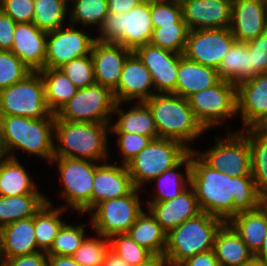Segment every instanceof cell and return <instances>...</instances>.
Segmentation results:
<instances>
[{"label":"cell","mask_w":267,"mask_h":266,"mask_svg":"<svg viewBox=\"0 0 267 266\" xmlns=\"http://www.w3.org/2000/svg\"><path fill=\"white\" fill-rule=\"evenodd\" d=\"M108 135L110 124L71 122L55 116L54 157L104 163L110 159Z\"/></svg>","instance_id":"cell-3"},{"label":"cell","mask_w":267,"mask_h":266,"mask_svg":"<svg viewBox=\"0 0 267 266\" xmlns=\"http://www.w3.org/2000/svg\"><path fill=\"white\" fill-rule=\"evenodd\" d=\"M31 72L12 51L0 50V90L22 81Z\"/></svg>","instance_id":"cell-45"},{"label":"cell","mask_w":267,"mask_h":266,"mask_svg":"<svg viewBox=\"0 0 267 266\" xmlns=\"http://www.w3.org/2000/svg\"><path fill=\"white\" fill-rule=\"evenodd\" d=\"M236 100L241 130L261 128L267 122V72L238 83Z\"/></svg>","instance_id":"cell-16"},{"label":"cell","mask_w":267,"mask_h":266,"mask_svg":"<svg viewBox=\"0 0 267 266\" xmlns=\"http://www.w3.org/2000/svg\"><path fill=\"white\" fill-rule=\"evenodd\" d=\"M245 266H267V261L258 259L254 257L249 263H247Z\"/></svg>","instance_id":"cell-58"},{"label":"cell","mask_w":267,"mask_h":266,"mask_svg":"<svg viewBox=\"0 0 267 266\" xmlns=\"http://www.w3.org/2000/svg\"><path fill=\"white\" fill-rule=\"evenodd\" d=\"M150 12L153 28L161 25H187L180 0H150Z\"/></svg>","instance_id":"cell-44"},{"label":"cell","mask_w":267,"mask_h":266,"mask_svg":"<svg viewBox=\"0 0 267 266\" xmlns=\"http://www.w3.org/2000/svg\"><path fill=\"white\" fill-rule=\"evenodd\" d=\"M189 30L230 28L232 0H180Z\"/></svg>","instance_id":"cell-18"},{"label":"cell","mask_w":267,"mask_h":266,"mask_svg":"<svg viewBox=\"0 0 267 266\" xmlns=\"http://www.w3.org/2000/svg\"><path fill=\"white\" fill-rule=\"evenodd\" d=\"M145 208L166 234L184 221L201 213L197 197L191 186L174 199L163 202H146Z\"/></svg>","instance_id":"cell-21"},{"label":"cell","mask_w":267,"mask_h":266,"mask_svg":"<svg viewBox=\"0 0 267 266\" xmlns=\"http://www.w3.org/2000/svg\"><path fill=\"white\" fill-rule=\"evenodd\" d=\"M223 81L238 84L252 78L251 50L247 44L235 41L217 69Z\"/></svg>","instance_id":"cell-32"},{"label":"cell","mask_w":267,"mask_h":266,"mask_svg":"<svg viewBox=\"0 0 267 266\" xmlns=\"http://www.w3.org/2000/svg\"><path fill=\"white\" fill-rule=\"evenodd\" d=\"M178 266H219L214 250L199 253L189 257Z\"/></svg>","instance_id":"cell-52"},{"label":"cell","mask_w":267,"mask_h":266,"mask_svg":"<svg viewBox=\"0 0 267 266\" xmlns=\"http://www.w3.org/2000/svg\"><path fill=\"white\" fill-rule=\"evenodd\" d=\"M246 44L251 50L252 78L267 72V29Z\"/></svg>","instance_id":"cell-48"},{"label":"cell","mask_w":267,"mask_h":266,"mask_svg":"<svg viewBox=\"0 0 267 266\" xmlns=\"http://www.w3.org/2000/svg\"><path fill=\"white\" fill-rule=\"evenodd\" d=\"M63 1H65L67 4H70V2H71L72 0H63Z\"/></svg>","instance_id":"cell-61"},{"label":"cell","mask_w":267,"mask_h":266,"mask_svg":"<svg viewBox=\"0 0 267 266\" xmlns=\"http://www.w3.org/2000/svg\"><path fill=\"white\" fill-rule=\"evenodd\" d=\"M47 266H80L72 256L48 255Z\"/></svg>","instance_id":"cell-54"},{"label":"cell","mask_w":267,"mask_h":266,"mask_svg":"<svg viewBox=\"0 0 267 266\" xmlns=\"http://www.w3.org/2000/svg\"><path fill=\"white\" fill-rule=\"evenodd\" d=\"M32 23L40 30L51 32L65 26L69 16L68 4L63 0H33ZM67 16V17H66Z\"/></svg>","instance_id":"cell-39"},{"label":"cell","mask_w":267,"mask_h":266,"mask_svg":"<svg viewBox=\"0 0 267 266\" xmlns=\"http://www.w3.org/2000/svg\"><path fill=\"white\" fill-rule=\"evenodd\" d=\"M189 31L187 25H161V27L153 29L149 43L183 54Z\"/></svg>","instance_id":"cell-41"},{"label":"cell","mask_w":267,"mask_h":266,"mask_svg":"<svg viewBox=\"0 0 267 266\" xmlns=\"http://www.w3.org/2000/svg\"><path fill=\"white\" fill-rule=\"evenodd\" d=\"M182 166L185 168V173L180 170ZM190 173L191 151L177 165L150 182H155L156 188L155 192L151 193L152 198L147 202H163L179 196L190 186Z\"/></svg>","instance_id":"cell-31"},{"label":"cell","mask_w":267,"mask_h":266,"mask_svg":"<svg viewBox=\"0 0 267 266\" xmlns=\"http://www.w3.org/2000/svg\"><path fill=\"white\" fill-rule=\"evenodd\" d=\"M133 52L117 43L95 41L91 49L95 83L117 88L126 59Z\"/></svg>","instance_id":"cell-20"},{"label":"cell","mask_w":267,"mask_h":266,"mask_svg":"<svg viewBox=\"0 0 267 266\" xmlns=\"http://www.w3.org/2000/svg\"><path fill=\"white\" fill-rule=\"evenodd\" d=\"M67 224L65 222L59 229L57 236L53 240L51 248L46 252L47 255L54 256H73L86 238L85 224ZM84 225V226H83Z\"/></svg>","instance_id":"cell-40"},{"label":"cell","mask_w":267,"mask_h":266,"mask_svg":"<svg viewBox=\"0 0 267 266\" xmlns=\"http://www.w3.org/2000/svg\"><path fill=\"white\" fill-rule=\"evenodd\" d=\"M46 202L47 196L44 194L0 195V228L14 221L34 217Z\"/></svg>","instance_id":"cell-33"},{"label":"cell","mask_w":267,"mask_h":266,"mask_svg":"<svg viewBox=\"0 0 267 266\" xmlns=\"http://www.w3.org/2000/svg\"><path fill=\"white\" fill-rule=\"evenodd\" d=\"M220 80L216 69L188 60L182 55L177 72L176 95L187 99L196 92L216 85Z\"/></svg>","instance_id":"cell-27"},{"label":"cell","mask_w":267,"mask_h":266,"mask_svg":"<svg viewBox=\"0 0 267 266\" xmlns=\"http://www.w3.org/2000/svg\"><path fill=\"white\" fill-rule=\"evenodd\" d=\"M110 249L129 266L148 261L153 254L134 241L128 233L117 234L109 238Z\"/></svg>","instance_id":"cell-42"},{"label":"cell","mask_w":267,"mask_h":266,"mask_svg":"<svg viewBox=\"0 0 267 266\" xmlns=\"http://www.w3.org/2000/svg\"><path fill=\"white\" fill-rule=\"evenodd\" d=\"M109 249V238L87 236L72 257L80 266H102Z\"/></svg>","instance_id":"cell-43"},{"label":"cell","mask_w":267,"mask_h":266,"mask_svg":"<svg viewBox=\"0 0 267 266\" xmlns=\"http://www.w3.org/2000/svg\"><path fill=\"white\" fill-rule=\"evenodd\" d=\"M144 103L152 114L159 138L176 140L190 151L195 149L191 146L193 141L206 130L196 119L186 98L173 93H156Z\"/></svg>","instance_id":"cell-4"},{"label":"cell","mask_w":267,"mask_h":266,"mask_svg":"<svg viewBox=\"0 0 267 266\" xmlns=\"http://www.w3.org/2000/svg\"><path fill=\"white\" fill-rule=\"evenodd\" d=\"M51 164L57 165L64 188L59 191L58 196H61L60 199L64 198L66 204H61L60 207L66 210L72 208L80 216L88 214L92 210L94 175L100 163L86 159L54 157Z\"/></svg>","instance_id":"cell-7"},{"label":"cell","mask_w":267,"mask_h":266,"mask_svg":"<svg viewBox=\"0 0 267 266\" xmlns=\"http://www.w3.org/2000/svg\"><path fill=\"white\" fill-rule=\"evenodd\" d=\"M190 186L201 212L229 222L241 212L259 208L265 199L258 193L252 176L232 177L206 165L191 151Z\"/></svg>","instance_id":"cell-1"},{"label":"cell","mask_w":267,"mask_h":266,"mask_svg":"<svg viewBox=\"0 0 267 266\" xmlns=\"http://www.w3.org/2000/svg\"><path fill=\"white\" fill-rule=\"evenodd\" d=\"M153 29L150 0H144L127 13L109 12L95 39L117 43L134 52L150 42Z\"/></svg>","instance_id":"cell-6"},{"label":"cell","mask_w":267,"mask_h":266,"mask_svg":"<svg viewBox=\"0 0 267 266\" xmlns=\"http://www.w3.org/2000/svg\"><path fill=\"white\" fill-rule=\"evenodd\" d=\"M261 2L263 3L265 9H266V12H267V0H261Z\"/></svg>","instance_id":"cell-59"},{"label":"cell","mask_w":267,"mask_h":266,"mask_svg":"<svg viewBox=\"0 0 267 266\" xmlns=\"http://www.w3.org/2000/svg\"><path fill=\"white\" fill-rule=\"evenodd\" d=\"M48 255L38 251L32 254L1 260L0 266H47Z\"/></svg>","instance_id":"cell-51"},{"label":"cell","mask_w":267,"mask_h":266,"mask_svg":"<svg viewBox=\"0 0 267 266\" xmlns=\"http://www.w3.org/2000/svg\"><path fill=\"white\" fill-rule=\"evenodd\" d=\"M134 53L149 70L156 93L176 94L178 54L148 43L137 48Z\"/></svg>","instance_id":"cell-17"},{"label":"cell","mask_w":267,"mask_h":266,"mask_svg":"<svg viewBox=\"0 0 267 266\" xmlns=\"http://www.w3.org/2000/svg\"><path fill=\"white\" fill-rule=\"evenodd\" d=\"M156 94L149 70L133 52L125 61L117 88L116 102H144Z\"/></svg>","instance_id":"cell-19"},{"label":"cell","mask_w":267,"mask_h":266,"mask_svg":"<svg viewBox=\"0 0 267 266\" xmlns=\"http://www.w3.org/2000/svg\"><path fill=\"white\" fill-rule=\"evenodd\" d=\"M19 159L0 155V195L43 194Z\"/></svg>","instance_id":"cell-29"},{"label":"cell","mask_w":267,"mask_h":266,"mask_svg":"<svg viewBox=\"0 0 267 266\" xmlns=\"http://www.w3.org/2000/svg\"><path fill=\"white\" fill-rule=\"evenodd\" d=\"M102 266H129L114 251L109 249Z\"/></svg>","instance_id":"cell-55"},{"label":"cell","mask_w":267,"mask_h":266,"mask_svg":"<svg viewBox=\"0 0 267 266\" xmlns=\"http://www.w3.org/2000/svg\"><path fill=\"white\" fill-rule=\"evenodd\" d=\"M215 135L214 146L207 150L193 152L210 168L230 174L232 177L252 176L251 147L248 137L242 131Z\"/></svg>","instance_id":"cell-9"},{"label":"cell","mask_w":267,"mask_h":266,"mask_svg":"<svg viewBox=\"0 0 267 266\" xmlns=\"http://www.w3.org/2000/svg\"><path fill=\"white\" fill-rule=\"evenodd\" d=\"M0 9L16 23H32L33 21V0H2Z\"/></svg>","instance_id":"cell-49"},{"label":"cell","mask_w":267,"mask_h":266,"mask_svg":"<svg viewBox=\"0 0 267 266\" xmlns=\"http://www.w3.org/2000/svg\"><path fill=\"white\" fill-rule=\"evenodd\" d=\"M134 105L128 110L122 109V104L127 102H116L113 115H117V121L110 123V134L112 132L134 133L145 135L152 140L159 138L158 131L152 114L144 102H133Z\"/></svg>","instance_id":"cell-26"},{"label":"cell","mask_w":267,"mask_h":266,"mask_svg":"<svg viewBox=\"0 0 267 266\" xmlns=\"http://www.w3.org/2000/svg\"><path fill=\"white\" fill-rule=\"evenodd\" d=\"M47 32L33 23H16L11 51L32 71L44 69Z\"/></svg>","instance_id":"cell-24"},{"label":"cell","mask_w":267,"mask_h":266,"mask_svg":"<svg viewBox=\"0 0 267 266\" xmlns=\"http://www.w3.org/2000/svg\"><path fill=\"white\" fill-rule=\"evenodd\" d=\"M194 115L208 131L237 116L236 84L220 80L187 98Z\"/></svg>","instance_id":"cell-12"},{"label":"cell","mask_w":267,"mask_h":266,"mask_svg":"<svg viewBox=\"0 0 267 266\" xmlns=\"http://www.w3.org/2000/svg\"><path fill=\"white\" fill-rule=\"evenodd\" d=\"M224 223L205 212L184 221L167 234L163 258L169 266H178L189 257L212 250L215 236Z\"/></svg>","instance_id":"cell-5"},{"label":"cell","mask_w":267,"mask_h":266,"mask_svg":"<svg viewBox=\"0 0 267 266\" xmlns=\"http://www.w3.org/2000/svg\"><path fill=\"white\" fill-rule=\"evenodd\" d=\"M135 188L130 194L104 200L89 213L92 230L106 238L127 233L137 217L144 211L140 199V191Z\"/></svg>","instance_id":"cell-11"},{"label":"cell","mask_w":267,"mask_h":266,"mask_svg":"<svg viewBox=\"0 0 267 266\" xmlns=\"http://www.w3.org/2000/svg\"><path fill=\"white\" fill-rule=\"evenodd\" d=\"M261 128L267 131V122Z\"/></svg>","instance_id":"cell-60"},{"label":"cell","mask_w":267,"mask_h":266,"mask_svg":"<svg viewBox=\"0 0 267 266\" xmlns=\"http://www.w3.org/2000/svg\"><path fill=\"white\" fill-rule=\"evenodd\" d=\"M228 223L255 255L267 233V201L253 211L238 213Z\"/></svg>","instance_id":"cell-30"},{"label":"cell","mask_w":267,"mask_h":266,"mask_svg":"<svg viewBox=\"0 0 267 266\" xmlns=\"http://www.w3.org/2000/svg\"><path fill=\"white\" fill-rule=\"evenodd\" d=\"M70 3L68 23L76 27L81 24L82 28L95 27L98 30L109 14L107 0H72Z\"/></svg>","instance_id":"cell-38"},{"label":"cell","mask_w":267,"mask_h":266,"mask_svg":"<svg viewBox=\"0 0 267 266\" xmlns=\"http://www.w3.org/2000/svg\"><path fill=\"white\" fill-rule=\"evenodd\" d=\"M213 250L219 266H245L254 258V254L228 222L218 230Z\"/></svg>","instance_id":"cell-28"},{"label":"cell","mask_w":267,"mask_h":266,"mask_svg":"<svg viewBox=\"0 0 267 266\" xmlns=\"http://www.w3.org/2000/svg\"><path fill=\"white\" fill-rule=\"evenodd\" d=\"M38 251L40 250L35 237L34 217L14 221L0 228L1 260Z\"/></svg>","instance_id":"cell-25"},{"label":"cell","mask_w":267,"mask_h":266,"mask_svg":"<svg viewBox=\"0 0 267 266\" xmlns=\"http://www.w3.org/2000/svg\"><path fill=\"white\" fill-rule=\"evenodd\" d=\"M39 72L44 82L48 109L56 114L79 89L58 68H44Z\"/></svg>","instance_id":"cell-34"},{"label":"cell","mask_w":267,"mask_h":266,"mask_svg":"<svg viewBox=\"0 0 267 266\" xmlns=\"http://www.w3.org/2000/svg\"><path fill=\"white\" fill-rule=\"evenodd\" d=\"M251 147V172L258 193L267 201V131L263 128L241 130Z\"/></svg>","instance_id":"cell-36"},{"label":"cell","mask_w":267,"mask_h":266,"mask_svg":"<svg viewBox=\"0 0 267 266\" xmlns=\"http://www.w3.org/2000/svg\"><path fill=\"white\" fill-rule=\"evenodd\" d=\"M55 114L49 118L0 116V155L17 159L16 151L36 155L48 163L54 158Z\"/></svg>","instance_id":"cell-2"},{"label":"cell","mask_w":267,"mask_h":266,"mask_svg":"<svg viewBox=\"0 0 267 266\" xmlns=\"http://www.w3.org/2000/svg\"><path fill=\"white\" fill-rule=\"evenodd\" d=\"M139 245L153 255L163 257L166 248V236L156 219L147 210L143 211L127 232Z\"/></svg>","instance_id":"cell-35"},{"label":"cell","mask_w":267,"mask_h":266,"mask_svg":"<svg viewBox=\"0 0 267 266\" xmlns=\"http://www.w3.org/2000/svg\"><path fill=\"white\" fill-rule=\"evenodd\" d=\"M109 12L127 13L144 0H107Z\"/></svg>","instance_id":"cell-53"},{"label":"cell","mask_w":267,"mask_h":266,"mask_svg":"<svg viewBox=\"0 0 267 266\" xmlns=\"http://www.w3.org/2000/svg\"><path fill=\"white\" fill-rule=\"evenodd\" d=\"M235 41L230 28L190 30L182 55L217 70Z\"/></svg>","instance_id":"cell-15"},{"label":"cell","mask_w":267,"mask_h":266,"mask_svg":"<svg viewBox=\"0 0 267 266\" xmlns=\"http://www.w3.org/2000/svg\"><path fill=\"white\" fill-rule=\"evenodd\" d=\"M267 29V12L261 0H232L230 30L236 41L247 43Z\"/></svg>","instance_id":"cell-23"},{"label":"cell","mask_w":267,"mask_h":266,"mask_svg":"<svg viewBox=\"0 0 267 266\" xmlns=\"http://www.w3.org/2000/svg\"><path fill=\"white\" fill-rule=\"evenodd\" d=\"M84 30L69 24L47 32L44 68H59L78 57L90 55L96 39L89 36L92 33L87 34Z\"/></svg>","instance_id":"cell-14"},{"label":"cell","mask_w":267,"mask_h":266,"mask_svg":"<svg viewBox=\"0 0 267 266\" xmlns=\"http://www.w3.org/2000/svg\"><path fill=\"white\" fill-rule=\"evenodd\" d=\"M54 203L48 199L43 207L34 215V230L38 249L47 252L57 236L59 229L65 223L62 220L64 208L53 207Z\"/></svg>","instance_id":"cell-37"},{"label":"cell","mask_w":267,"mask_h":266,"mask_svg":"<svg viewBox=\"0 0 267 266\" xmlns=\"http://www.w3.org/2000/svg\"><path fill=\"white\" fill-rule=\"evenodd\" d=\"M58 69H60L78 89L95 84L91 54L78 57L63 64Z\"/></svg>","instance_id":"cell-46"},{"label":"cell","mask_w":267,"mask_h":266,"mask_svg":"<svg viewBox=\"0 0 267 266\" xmlns=\"http://www.w3.org/2000/svg\"><path fill=\"white\" fill-rule=\"evenodd\" d=\"M117 136L116 143L120 152V164L126 165L133 157H135L150 142L151 138L145 135L134 133L113 132Z\"/></svg>","instance_id":"cell-47"},{"label":"cell","mask_w":267,"mask_h":266,"mask_svg":"<svg viewBox=\"0 0 267 266\" xmlns=\"http://www.w3.org/2000/svg\"><path fill=\"white\" fill-rule=\"evenodd\" d=\"M189 152L187 147L176 140L167 138L151 140L126 164L134 187L142 189L143 192L144 183H150L177 165Z\"/></svg>","instance_id":"cell-8"},{"label":"cell","mask_w":267,"mask_h":266,"mask_svg":"<svg viewBox=\"0 0 267 266\" xmlns=\"http://www.w3.org/2000/svg\"><path fill=\"white\" fill-rule=\"evenodd\" d=\"M16 22L0 9V50L11 51Z\"/></svg>","instance_id":"cell-50"},{"label":"cell","mask_w":267,"mask_h":266,"mask_svg":"<svg viewBox=\"0 0 267 266\" xmlns=\"http://www.w3.org/2000/svg\"><path fill=\"white\" fill-rule=\"evenodd\" d=\"M49 118L44 82L40 72H31L22 81L0 90V116Z\"/></svg>","instance_id":"cell-10"},{"label":"cell","mask_w":267,"mask_h":266,"mask_svg":"<svg viewBox=\"0 0 267 266\" xmlns=\"http://www.w3.org/2000/svg\"><path fill=\"white\" fill-rule=\"evenodd\" d=\"M115 104L113 92L95 83L79 89L55 116L71 122L110 124L113 121Z\"/></svg>","instance_id":"cell-13"},{"label":"cell","mask_w":267,"mask_h":266,"mask_svg":"<svg viewBox=\"0 0 267 266\" xmlns=\"http://www.w3.org/2000/svg\"><path fill=\"white\" fill-rule=\"evenodd\" d=\"M100 163L96 167L93 191L92 209L104 200L120 198L130 194L134 189L127 166L117 161Z\"/></svg>","instance_id":"cell-22"},{"label":"cell","mask_w":267,"mask_h":266,"mask_svg":"<svg viewBox=\"0 0 267 266\" xmlns=\"http://www.w3.org/2000/svg\"><path fill=\"white\" fill-rule=\"evenodd\" d=\"M135 266H169L166 260L158 255H153L148 261Z\"/></svg>","instance_id":"cell-56"},{"label":"cell","mask_w":267,"mask_h":266,"mask_svg":"<svg viewBox=\"0 0 267 266\" xmlns=\"http://www.w3.org/2000/svg\"><path fill=\"white\" fill-rule=\"evenodd\" d=\"M254 257L267 261V233L260 250L254 255Z\"/></svg>","instance_id":"cell-57"}]
</instances>
